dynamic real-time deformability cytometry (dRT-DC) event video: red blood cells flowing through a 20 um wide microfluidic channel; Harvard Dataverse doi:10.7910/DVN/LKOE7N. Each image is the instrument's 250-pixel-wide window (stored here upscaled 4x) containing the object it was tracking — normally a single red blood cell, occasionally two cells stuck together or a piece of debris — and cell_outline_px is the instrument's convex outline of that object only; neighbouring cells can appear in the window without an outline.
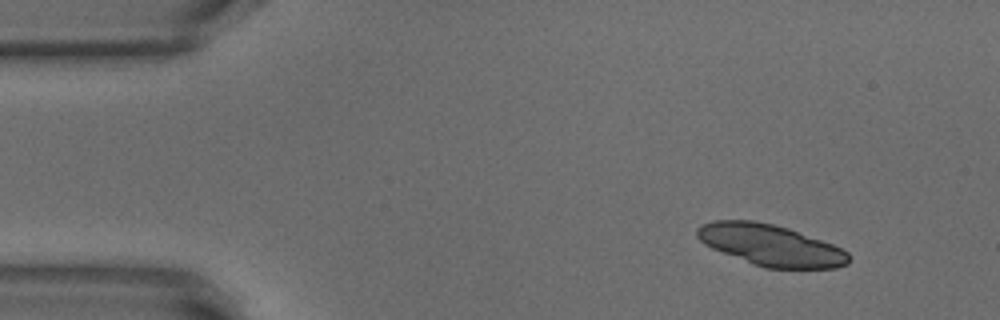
{"species": "common noctule bat (a hibernating species)", "species_latin": "Nyctalus noctula", "temperature_condition": "warm", "stored_images_in_passage": 48, "segment_of_instrument_passage": [1, 2], "camera_frame_rate_fps": 3000, "um_per_image_px": 0.085, "animal": {"sex": "male", "body_mass_g": 18.8}, "frame": {"image": 1, "passage_image": 1, "time_ms": 0.0, "image_size_px": [1000, 320], "cell_outline_px": [[848, 260], [844, 264], [824, 268], [776, 268], [760, 264], [720, 248], [704, 240], [708, 224], [764, 224], [780, 228], [828, 244], [844, 252], [848, 256]], "centroid_in_image_um": [65.8, 20.94], "position_along_channel_um": 19.2, "area_um2": 30.58}}